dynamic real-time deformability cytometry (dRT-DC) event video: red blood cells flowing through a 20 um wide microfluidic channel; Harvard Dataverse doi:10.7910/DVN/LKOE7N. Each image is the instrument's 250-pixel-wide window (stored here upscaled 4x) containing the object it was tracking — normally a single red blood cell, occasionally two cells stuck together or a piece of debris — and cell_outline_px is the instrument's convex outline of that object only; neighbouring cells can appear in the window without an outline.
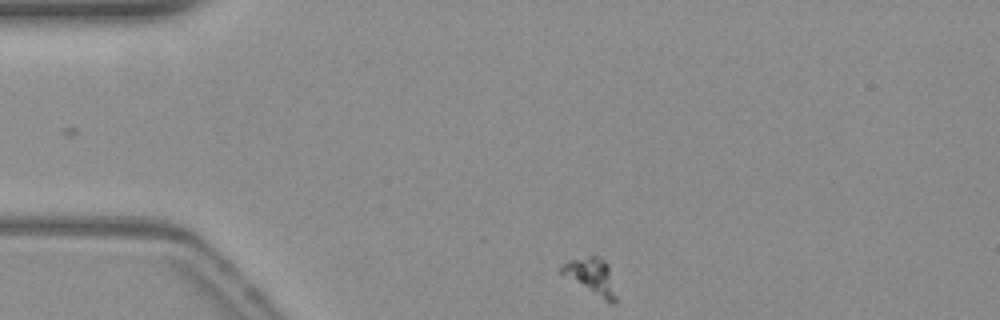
{"species": "common noctule bat (a hibernating species)", "species_latin": "Nyctalus noctula", "temperature_condition": "warm", "stored_images_in_passage": 47, "camera_frame_rate_fps": 3000, "um_per_image_px": 0.085, "animal": {"sex": "female", "body_mass_g": 19.3, "forearm_length_mm": 54.1}, "frame": {"image": 1, "passage_image": 1, "time_ms": 0.0, "image_size_px": [1000, 320], "cell_outline_px": [[616, 304], [612, 304], [604, 300], [560, 272], [560, 268], [568, 260], [588, 256], [596, 256], [604, 260], [608, 264], [616, 296]], "centroid_in_image_um": [50.29, 23.48], "position_along_channel_um": 34.7, "area_um2": 11.16}}
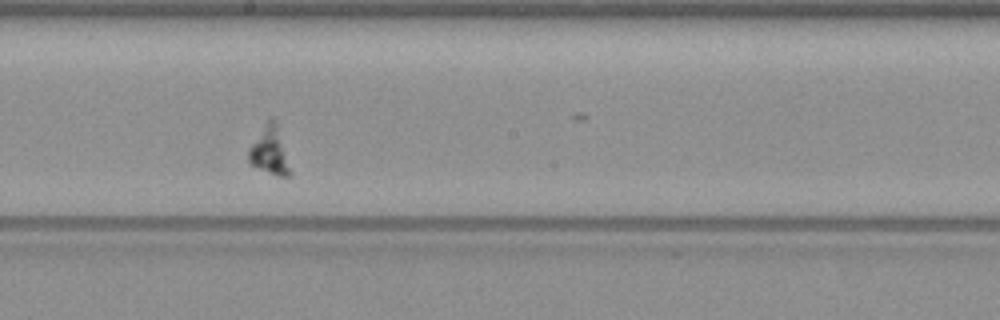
{"frame": {"image": 2, "passage_image": 21, "time_ms": 6.667, "image_size_px": [1000, 320], "cell_outline_px": [[292, 172], [288, 176], [280, 176], [248, 164], [248, 148], [268, 120], [272, 120], [276, 124]], "centroid_in_image_um": [22.89, 12.88], "position_along_channel_um": 225.3, "area_um2": 11.04}}
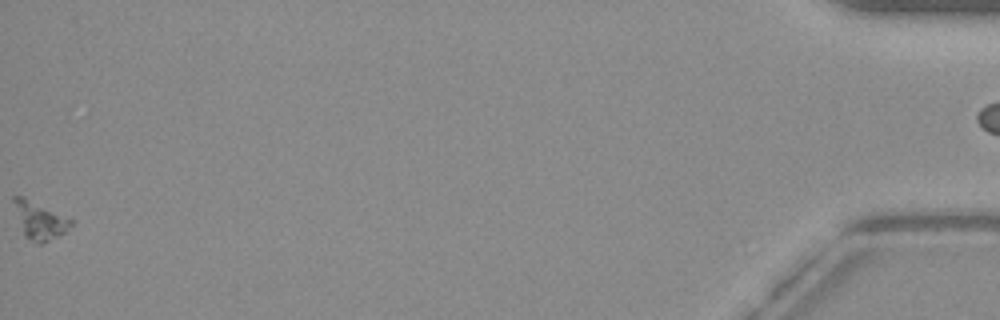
{"frame": {"image": 3, "passage_image": 47, "time_ms": 15.333, "image_size_px": [1000, 320], "cell_outline_px": [[72, 224], [64, 232], [40, 244], [24, 236], [12, 200], [12, 196], [24, 196], [72, 220]], "centroid_in_image_um": [3.33, 18.71], "position_along_channel_um": 431.9, "area_um2": 11.96}}